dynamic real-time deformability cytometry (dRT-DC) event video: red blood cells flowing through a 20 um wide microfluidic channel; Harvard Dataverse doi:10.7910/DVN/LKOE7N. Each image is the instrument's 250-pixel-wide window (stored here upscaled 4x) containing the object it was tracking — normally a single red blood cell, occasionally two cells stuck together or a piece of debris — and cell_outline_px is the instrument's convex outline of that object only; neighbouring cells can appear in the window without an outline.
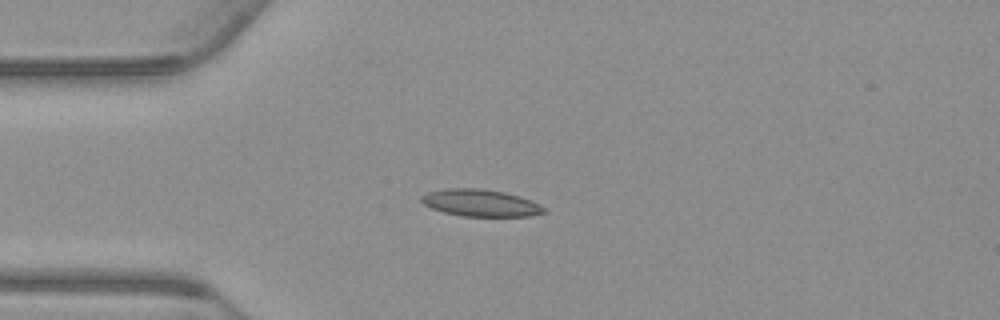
{"species": "common noctule bat (a hibernating species)", "species_latin": "Nyctalus noctula", "temperature_condition": "warm", "stored_images_in_passage": 42, "camera_frame_rate_fps": 3000, "um_per_image_px": 0.085, "animal": {"sex": "male", "body_mass_g": 23.1, "forearm_length_mm": 52.7}, "frame": {"image": 1, "passage_image": 1, "time_ms": 0.0, "image_size_px": [1000, 320], "cell_outline_px": [[548, 212], [532, 216], [464, 216], [444, 212], [432, 208], [424, 204], [420, 200], [420, 196], [428, 192], [448, 188], [480, 188], [504, 192], [520, 196], [532, 200], [540, 204]], "centroid_in_image_um": [40.88, 17.24], "position_along_channel_um": 44.1, "area_um2": 19.36}}
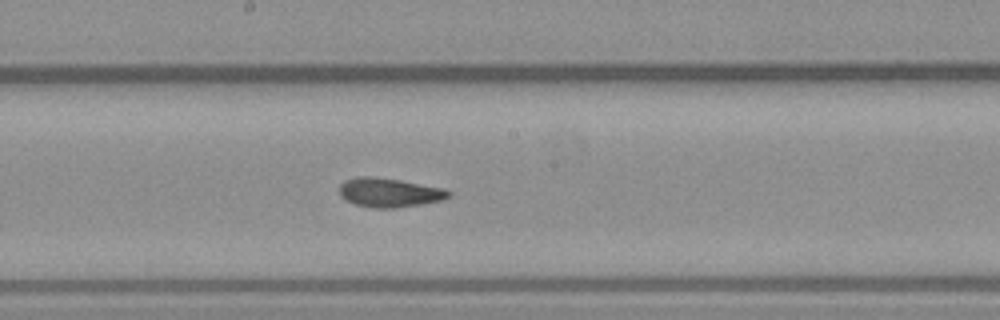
{"frame": {"image": 2, "passage_image": 16, "time_ms": 5.0, "image_size_px": [1000, 320], "cell_outline_px": [[452, 196], [444, 200], [396, 208], [372, 208], [356, 204], [340, 196], [340, 184], [344, 180], [360, 176], [372, 176], [400, 180], [444, 188], [452, 192]], "centroid_in_image_um": [33.13, 16.36], "position_along_channel_um": 215.1, "area_um2": 18.61}}
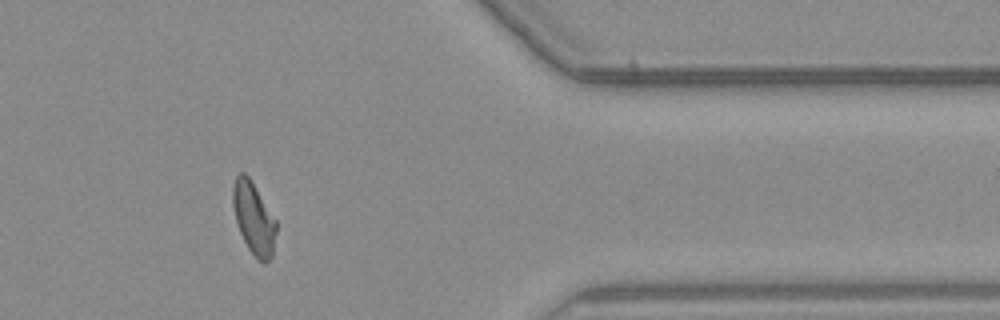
{"frame": {"image": 3, "passage_image": 32, "time_ms": 10.333, "image_size_px": [1000, 320], "cell_outline_px": [[276, 232], [272, 256], [264, 264], [256, 260], [248, 248], [240, 232], [236, 220], [232, 204], [232, 188], [236, 176], [240, 172], [244, 172], [248, 176], [276, 220]], "centroid_in_image_um": [21.56, 18.58], "position_along_channel_um": 389.8, "area_um2": 18.09}, "authors_computed_cell_mechanics": {"area_um2": 18.4382, "velocity_mm_per_s": 3.7519, "shape_relaxation_time_tau1_ms": 4.7015, "shape_relaxation_time_tau2_ms": 1.735, "deformation_change_tau1": 0.1491, "deformation_change_tau2": 0.0908}}